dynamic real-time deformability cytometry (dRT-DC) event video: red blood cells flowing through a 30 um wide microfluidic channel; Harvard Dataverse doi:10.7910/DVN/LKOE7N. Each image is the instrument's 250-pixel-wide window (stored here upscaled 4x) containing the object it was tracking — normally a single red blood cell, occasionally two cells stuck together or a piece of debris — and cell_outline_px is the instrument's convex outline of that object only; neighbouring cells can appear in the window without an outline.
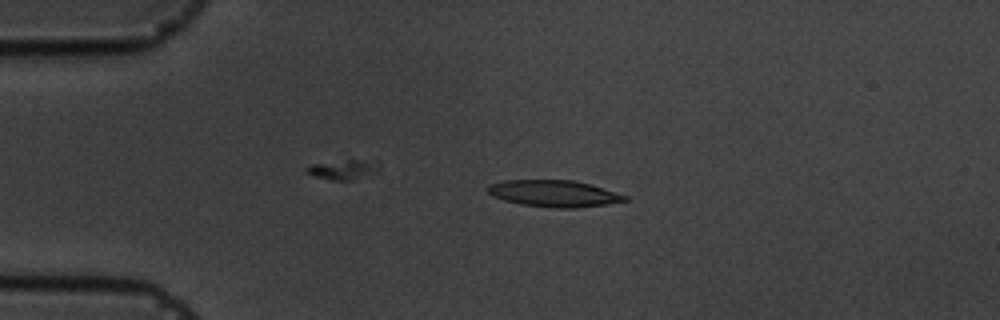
{"species": "common noctule bat (a hibernating species)", "species_latin": "Nyctalus noctula", "temperature_condition": "cold", "stored_images_in_passage": 3, "camera_frame_rate_fps": 3000, "um_per_image_px": 0.085, "animal": {"sex": "male", "body_mass_g": 19.5, "forearm_length_mm": 54.6}, "frame": {"image": 1, "passage_image": 2, "time_ms": 1.333, "image_size_px": [1000, 320], "cell_outline_px": [[628, 200], [604, 204], [576, 208], [552, 208], [520, 204], [504, 200], [492, 196], [488, 192], [488, 188], [492, 184], [504, 180], [572, 180], [592, 184], [628, 196]], "centroid_in_image_um": [47.1, 16.45], "position_along_channel_um": 37.9, "area_um2": 21.21}}